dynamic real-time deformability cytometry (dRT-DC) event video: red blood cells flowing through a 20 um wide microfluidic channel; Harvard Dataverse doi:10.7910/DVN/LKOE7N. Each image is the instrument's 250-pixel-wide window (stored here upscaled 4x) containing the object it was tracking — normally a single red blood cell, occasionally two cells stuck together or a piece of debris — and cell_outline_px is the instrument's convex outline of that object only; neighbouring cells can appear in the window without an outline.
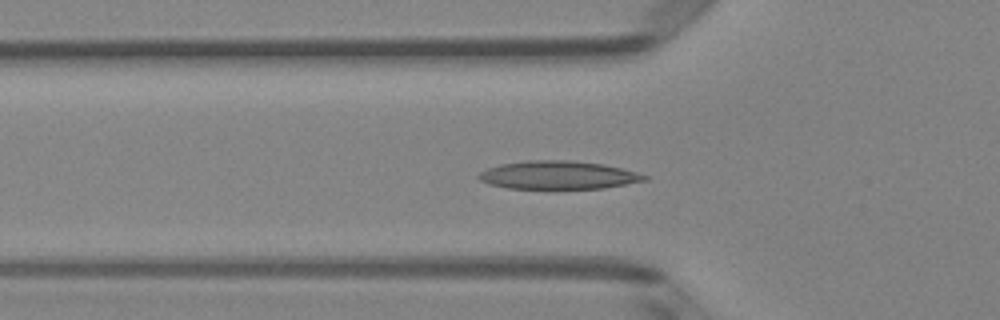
{"species": "Egyptian fruit bat (a non-hibernating species)", "species_latin": "Rousettus aegyptiacus", "temperature_condition": "room temperature", "stored_images_in_passage": 51, "camera_frame_rate_fps": 3000, "um_per_image_px": 0.085, "animal": {"sex": "female"}, "frame": {"image": 1, "passage_image": 17, "time_ms": 5.333, "image_size_px": [1000, 320], "cell_outline_px": [[648, 180], [604, 188], [508, 188], [488, 184], [480, 180], [476, 176], [480, 172], [488, 168], [500, 164], [528, 160], [572, 160], [604, 164], [636, 172], [648, 176]], "centroid_in_image_um": [47.43, 14.87], "position_along_channel_um": 78.4, "area_um2": 27.17}}
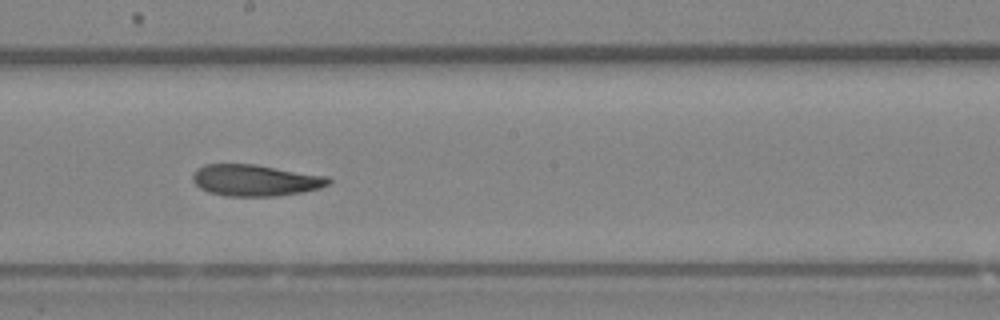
{"frame": {"image": 2, "passage_image": 28, "time_ms": 9.0, "image_size_px": [1000, 320], "cell_outline_px": [[332, 180], [328, 184], [320, 188], [300, 192], [276, 196], [228, 196], [208, 192], [200, 188], [192, 180], [192, 172], [196, 168], [204, 164], [256, 164], [328, 176]], "centroid_in_image_um": [21.67, 15.31], "position_along_channel_um": 226.5, "area_um2": 25.03}}
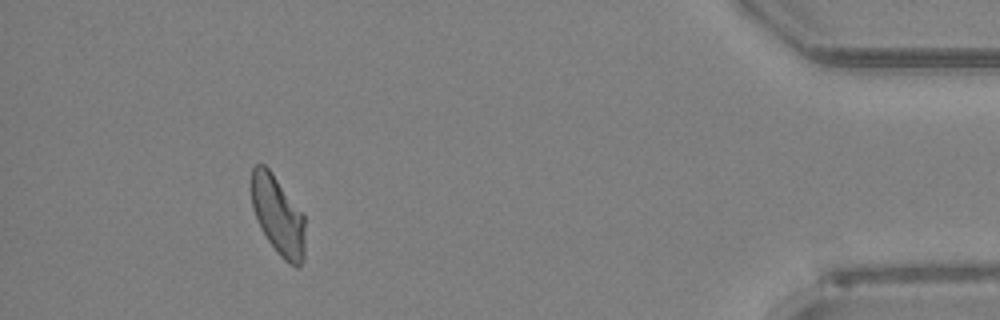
{"frame": {"image": 3, "passage_image": 46, "time_ms": 15.0, "image_size_px": [1000, 320], "cell_outline_px": [[304, 256], [300, 268], [296, 268], [284, 260], [276, 252], [260, 228], [252, 208], [252, 168], [256, 164], [264, 164], [272, 172], [304, 212]], "centroid_in_image_um": [23.65, 18.33], "position_along_channel_um": 411.6, "area_um2": 24.97}, "authors_computed_cell_mechanics": {"area_um2": 25.432, "velocity_mm_per_s": 4.0499, "shape_relaxation_time_tau1_ms": null, "shape_relaxation_time_tau2_ms": 8.188, "deformation_change_tau1": null, "deformation_change_tau2": 0.1405}}